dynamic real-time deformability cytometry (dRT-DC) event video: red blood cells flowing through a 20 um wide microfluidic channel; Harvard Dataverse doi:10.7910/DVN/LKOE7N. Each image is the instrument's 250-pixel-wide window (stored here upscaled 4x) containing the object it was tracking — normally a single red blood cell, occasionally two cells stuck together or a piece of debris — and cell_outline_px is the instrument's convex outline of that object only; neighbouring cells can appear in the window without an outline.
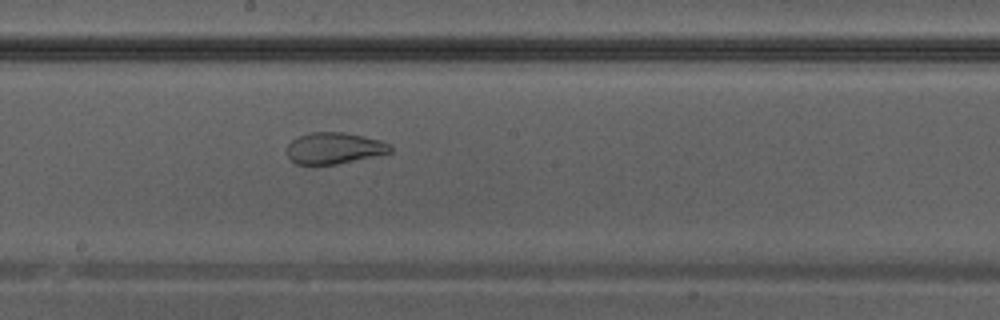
{"species": "Egyptian fruit bat (a non-hibernating species)", "species_latin": "Rousettus aegyptiacus", "temperature_condition": "warm", "stored_images_in_passage": 32, "camera_frame_rate_fps": 3000, "um_per_image_px": 0.085, "animal": {"sex": "male"}, "frame": {"image": 1, "passage_image": 14, "time_ms": 4.333, "image_size_px": [1000, 320], "cell_outline_px": [[392, 152], [336, 164], [296, 164], [288, 156], [288, 144], [296, 136], [308, 132], [344, 132], [364, 136], [380, 140], [388, 144], [392, 148]], "centroid_in_image_um": [28.39, 12.57], "position_along_channel_um": 219.8, "area_um2": 18.79}}
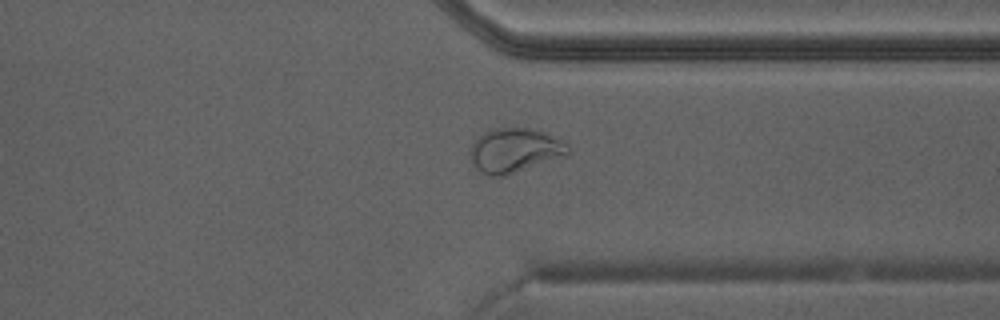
{"frame": {"image": 2, "passage_image": 23, "time_ms": 7.333, "image_size_px": [1000, 320], "cell_outline_px": [[568, 152], [564, 156], [504, 176], [488, 176], [480, 172], [472, 164], [468, 152], [472, 144], [484, 132], [496, 128], [528, 128], [544, 132], [568, 144]], "centroid_in_image_um": [43.69, 12.79], "position_along_channel_um": 367.7, "area_um2": 25.03}}